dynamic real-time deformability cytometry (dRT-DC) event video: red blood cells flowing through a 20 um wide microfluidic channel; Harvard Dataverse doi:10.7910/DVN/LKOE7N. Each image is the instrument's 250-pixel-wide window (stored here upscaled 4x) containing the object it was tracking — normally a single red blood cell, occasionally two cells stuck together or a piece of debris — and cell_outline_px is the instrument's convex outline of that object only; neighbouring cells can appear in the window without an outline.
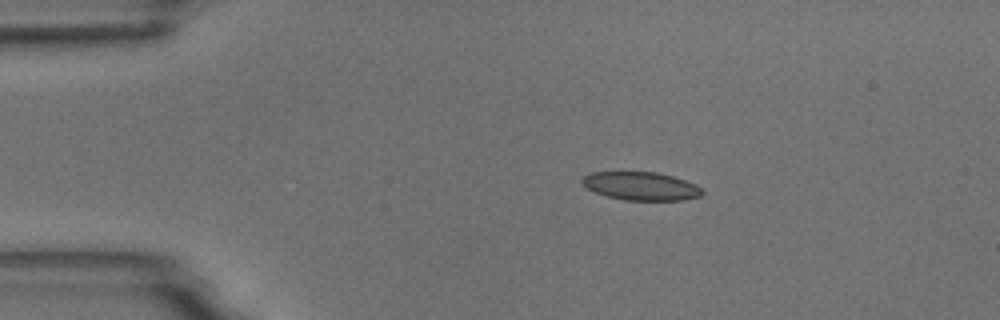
{"species": "common noctule bat (a hibernating species)", "species_latin": "Nyctalus noctula", "temperature_condition": "room temperature", "stored_images_in_passage": 4, "camera_frame_rate_fps": 3000, "um_per_image_px": 0.085, "animal": {"sex": "male", "body_mass_g": 18.8}, "frame": {"image": 1, "passage_image": 2, "time_ms": 1.333, "image_size_px": [1000, 320], "cell_outline_px": [[704, 192], [700, 196], [680, 200], [624, 200], [608, 196], [596, 192], [588, 188], [580, 180], [584, 176], [592, 172], [656, 172], [672, 176], [696, 184]], "centroid_in_image_um": [54.49, 15.81], "position_along_channel_um": 30.5, "area_um2": 19.54}}
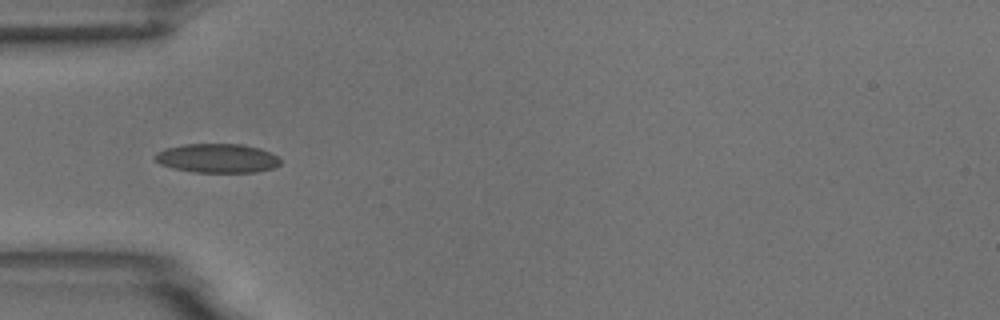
{"frame": {"image": 2, "passage_image": 4, "time_ms": 3.667, "image_size_px": [1000, 320], "cell_outline_px": [[280, 164], [272, 168], [256, 172], [192, 172], [172, 168], [160, 164], [152, 156], [156, 152], [164, 148], [184, 144], [244, 144], [260, 148], [276, 156], [280, 160]], "centroid_in_image_um": [18.41, 13.44], "position_along_channel_um": 66.6, "area_um2": 21.33}}